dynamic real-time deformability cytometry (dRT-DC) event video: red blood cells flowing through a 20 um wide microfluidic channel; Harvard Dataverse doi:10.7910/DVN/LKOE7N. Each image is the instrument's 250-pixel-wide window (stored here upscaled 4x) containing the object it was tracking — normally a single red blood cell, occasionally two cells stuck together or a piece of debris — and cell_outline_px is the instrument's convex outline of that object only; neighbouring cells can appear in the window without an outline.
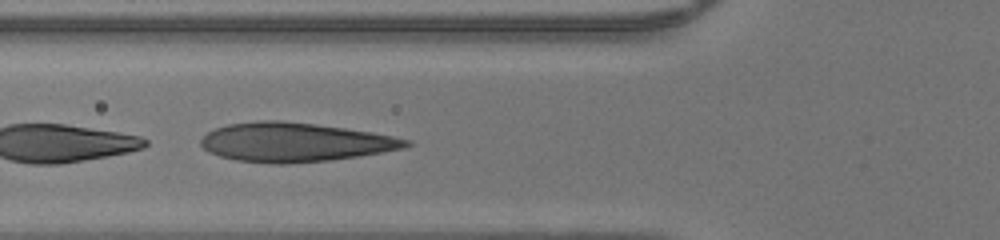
{"species": "human", "species_latin": "Homo sapiens", "temperature_condition": "warm", "stored_images_in_passage": 18, "camera_frame_rate_fps": 3000, "um_per_image_px": 0.085, "donor": {"sex": "male"}, "frame": {"image": 1, "passage_image": 12, "time_ms": 3.667, "image_size_px": [1000, 240], "cell_outline_px": [[412, 144], [408, 148], [360, 156], [332, 160], [288, 164], [276, 164], [236, 160], [220, 156], [208, 152], [200, 144], [200, 140], [208, 132], [216, 128], [228, 124], [256, 120], [280, 120], [316, 124], [372, 132], [412, 140]], "centroid_in_image_um": [25.09, 12.09], "position_along_channel_um": 100.7, "area_um2": 46.99}}
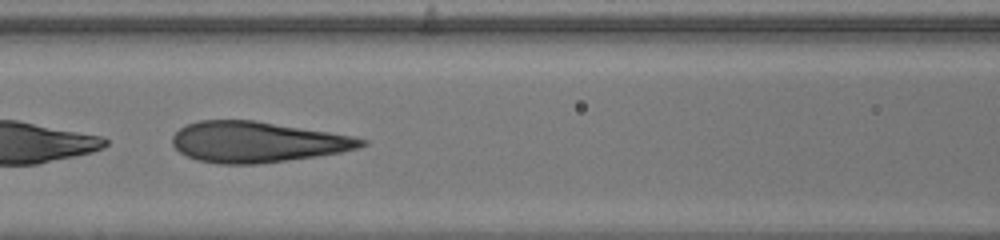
{"frame": {"image": 2, "passage_image": 15, "time_ms": 4.667, "image_size_px": [1000, 240], "cell_outline_px": [[368, 144], [356, 148], [340, 152], [316, 156], [256, 164], [220, 164], [196, 160], [180, 152], [172, 144], [172, 136], [180, 128], [196, 120], [252, 120], [328, 132], [352, 136], [368, 140]], "centroid_in_image_um": [21.82, 12.07], "position_along_channel_um": 144.8, "area_um2": 44.51}}